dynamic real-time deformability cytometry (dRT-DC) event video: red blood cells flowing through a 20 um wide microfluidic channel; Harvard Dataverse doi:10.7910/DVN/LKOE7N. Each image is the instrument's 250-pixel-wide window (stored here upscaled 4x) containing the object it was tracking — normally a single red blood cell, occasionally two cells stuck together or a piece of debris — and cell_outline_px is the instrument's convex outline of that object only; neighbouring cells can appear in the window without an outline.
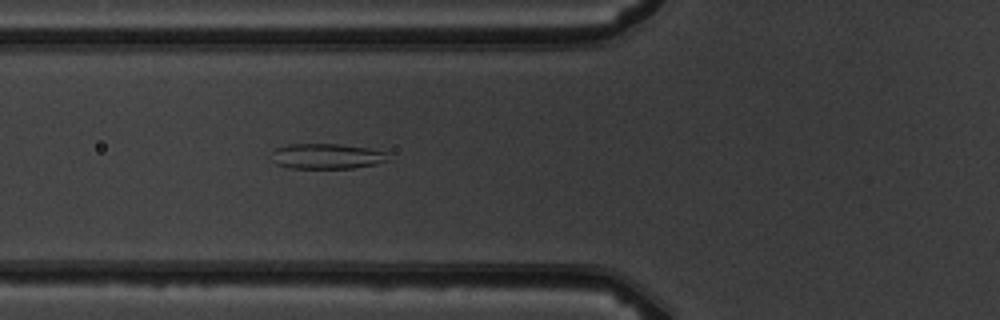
{"species": "common noctule bat (a hibernating species)", "species_latin": "Nyctalus noctula", "temperature_condition": "warm", "stored_images_in_passage": 6, "camera_frame_rate_fps": 3000, "um_per_image_px": 0.085, "animal": {"sex": "male", "body_mass_g": 19.5, "forearm_length_mm": 54.6}, "frame": {"image": 1, "passage_image": 6, "time_ms": 5.667, "image_size_px": [1000, 320], "cell_outline_px": [[388, 160], [376, 164], [352, 168], [288, 168], [276, 164], [272, 160], [272, 152], [276, 148], [288, 144], [340, 144], [368, 148], [388, 152]], "centroid_in_image_um": [27.77, 13.28], "position_along_channel_um": 98.0, "area_um2": 17.28}}